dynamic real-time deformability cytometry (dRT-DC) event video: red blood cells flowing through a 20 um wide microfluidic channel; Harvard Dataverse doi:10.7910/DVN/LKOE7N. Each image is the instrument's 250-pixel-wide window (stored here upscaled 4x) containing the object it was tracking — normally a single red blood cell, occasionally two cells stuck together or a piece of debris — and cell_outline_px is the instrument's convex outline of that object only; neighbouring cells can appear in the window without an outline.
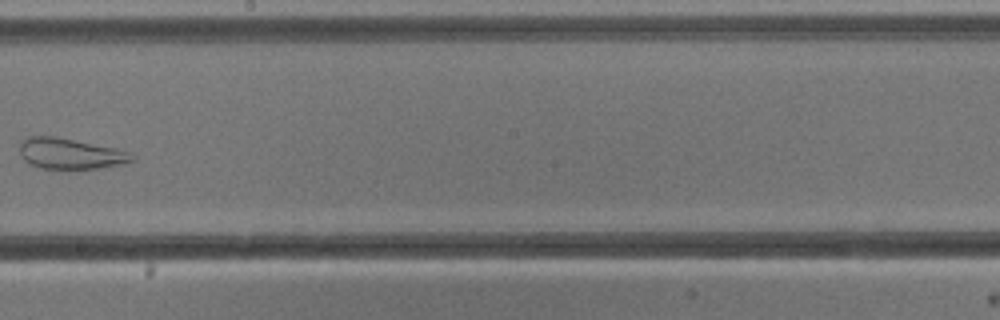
{"species": "common noctule bat (a hibernating species)", "species_latin": "Nyctalus noctula", "temperature_condition": "cold", "stored_images_in_passage": 8, "camera_frame_rate_fps": 3000, "um_per_image_px": 0.085, "animal": {"sex": "male", "body_mass_g": 13.3}, "frame": {"image": 1, "passage_image": 8, "time_ms": 8.333, "image_size_px": [1000, 320], "cell_outline_px": [[136, 156], [132, 160], [120, 164], [100, 168], [40, 168], [28, 164], [24, 160], [20, 152], [20, 140], [28, 136], [56, 136], [116, 148]], "centroid_in_image_um": [5.91, 13.04], "position_along_channel_um": 242.3, "area_um2": 20.0}}